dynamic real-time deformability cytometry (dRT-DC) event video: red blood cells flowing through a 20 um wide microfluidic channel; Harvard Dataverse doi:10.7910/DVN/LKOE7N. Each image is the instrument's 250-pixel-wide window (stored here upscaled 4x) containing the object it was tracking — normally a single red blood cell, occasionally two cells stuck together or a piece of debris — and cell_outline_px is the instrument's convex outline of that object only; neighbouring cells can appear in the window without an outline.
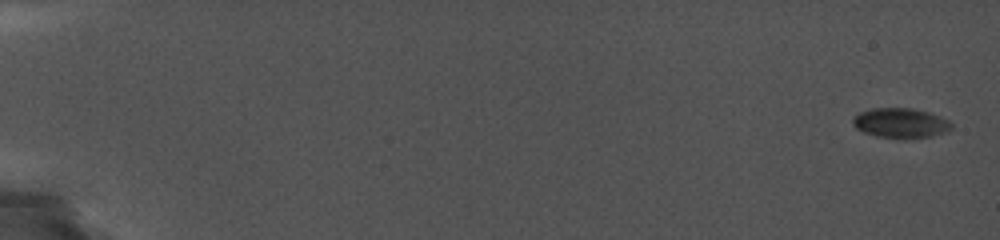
{"species": "common noctule bat (a hibernating species)", "species_latin": "Nyctalus noctula", "temperature_condition": "cold", "stored_images_in_passage": 44, "camera_frame_rate_fps": 5000, "um_per_image_px": 0.085, "animal": {"sex": "female", "body_mass_g": 19.0, "forearm_length_mm": 56.7}, "frame": {"image": 1, "passage_image": 1, "time_ms": 0.0, "image_size_px": [1000, 240], "cell_outline_px": [[952, 128], [948, 132], [932, 136], [904, 140], [876, 136], [864, 132], [856, 128], [852, 124], [852, 116], [860, 112], [872, 108], [912, 108], [928, 112], [940, 116], [948, 120], [952, 124]], "centroid_in_image_um": [76.55, 10.47], "position_along_channel_um": 8.4, "area_um2": 17.57}}
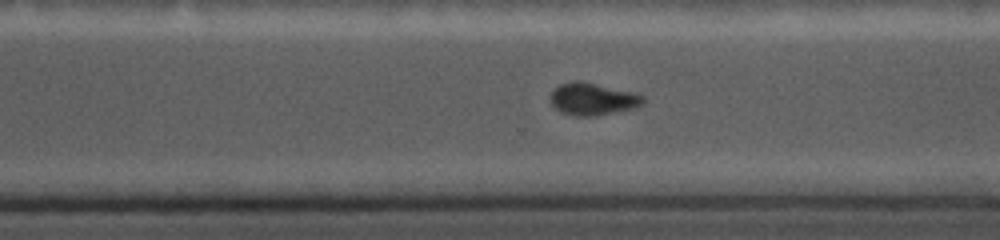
{"frame": {"image": 2, "passage_image": 33, "time_ms": 13.6, "image_size_px": [1000, 240], "cell_outline_px": [[644, 100], [636, 108], [596, 116], [580, 116], [560, 112], [552, 104], [552, 92], [560, 84], [572, 80], [580, 80], [636, 92], [644, 96]], "centroid_in_image_um": [50.42, 8.4], "position_along_channel_um": 320.2, "area_um2": 17.46}}
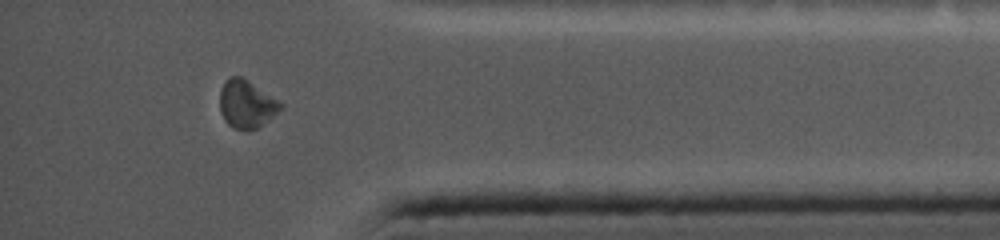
{"frame": {"image": 3, "passage_image": 40, "time_ms": 16.2, "image_size_px": [1000, 240], "cell_outline_px": [[284, 108], [280, 112], [256, 128], [248, 132], [244, 132], [232, 128], [224, 120], [220, 112], [220, 92], [224, 80], [232, 76], [240, 76], [248, 80], [284, 104]], "centroid_in_image_um": [20.96, 8.87], "position_along_channel_um": 414.2, "area_um2": 17.28}}